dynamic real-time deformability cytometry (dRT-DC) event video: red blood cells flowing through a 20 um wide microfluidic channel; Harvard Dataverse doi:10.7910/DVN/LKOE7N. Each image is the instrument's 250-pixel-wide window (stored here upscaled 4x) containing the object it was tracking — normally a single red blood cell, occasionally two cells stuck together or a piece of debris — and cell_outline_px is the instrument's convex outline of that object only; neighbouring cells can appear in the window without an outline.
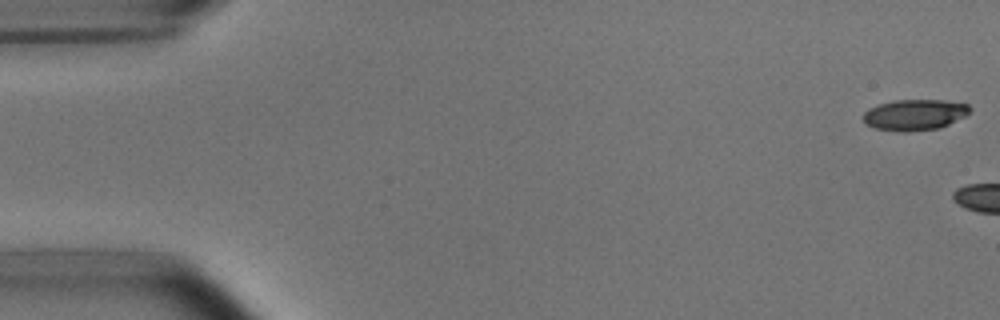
{"species": "common noctule bat (a hibernating species)", "species_latin": "Nyctalus noctula", "temperature_condition": "room temperature", "stored_images_in_passage": 8, "camera_frame_rate_fps": 3000, "um_per_image_px": 0.085, "animal": {"sex": "male", "body_mass_g": 15.6}, "frame": {"image": 1, "passage_image": 1, "time_ms": 0.0, "image_size_px": [1000, 320], "cell_outline_px": [[972, 108], [964, 116], [940, 128], [908, 132], [896, 132], [876, 128], [864, 124], [864, 112], [868, 108], [880, 104], [896, 100], [944, 100], [968, 104]], "centroid_in_image_um": [77.73, 9.76], "position_along_channel_um": 7.3, "area_um2": 19.25}}